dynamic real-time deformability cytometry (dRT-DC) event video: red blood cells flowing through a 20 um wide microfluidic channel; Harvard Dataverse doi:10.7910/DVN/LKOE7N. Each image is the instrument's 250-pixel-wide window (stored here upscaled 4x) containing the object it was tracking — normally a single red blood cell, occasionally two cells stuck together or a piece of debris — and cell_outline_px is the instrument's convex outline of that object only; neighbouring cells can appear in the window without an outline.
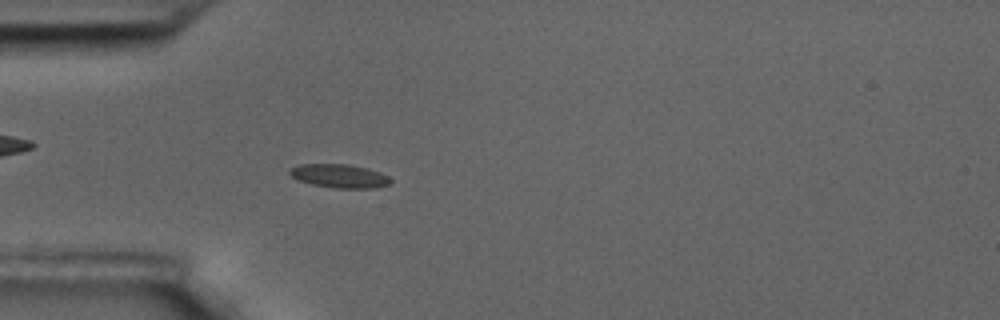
{"species": "common noctule bat (a hibernating species)", "species_latin": "Nyctalus noctula", "temperature_condition": "room temperature", "stored_images_in_passage": 59, "camera_frame_rate_fps": 3000, "um_per_image_px": 0.085, "animal": {"sex": "male", "body_mass_g": 17.5, "forearm_length_mm": 52.3}, "frame": {"image": 1, "passage_image": 18, "time_ms": 5.667, "image_size_px": [1000, 320], "cell_outline_px": [[392, 180], [388, 184], [376, 188], [336, 188], [312, 184], [300, 180], [292, 176], [288, 172], [288, 168], [300, 164], [348, 164], [368, 168], [380, 172], [388, 176]], "centroid_in_image_um": [28.86, 14.95], "position_along_channel_um": 56.1, "area_um2": 13.87}}
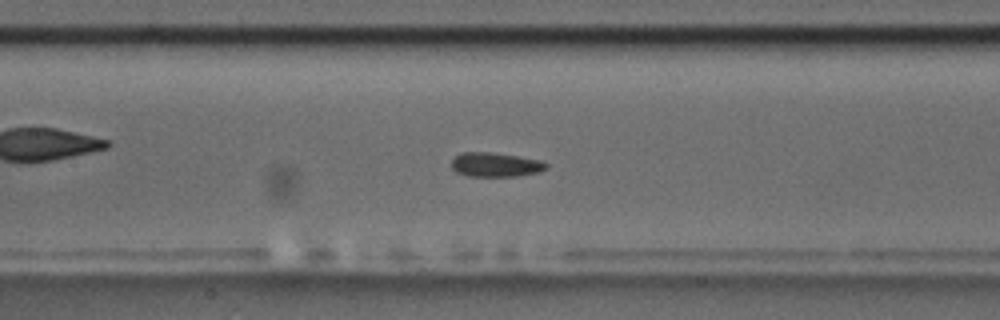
{"frame": {"image": 2, "passage_image": 28, "time_ms": 9.0, "image_size_px": [1000, 320], "cell_outline_px": [[548, 168], [536, 172], [516, 176], [468, 176], [456, 172], [452, 168], [452, 160], [460, 152], [492, 152], [540, 160], [548, 164]], "centroid_in_image_um": [42.09, 13.99], "position_along_channel_um": 165.3, "area_um2": 13.29}}
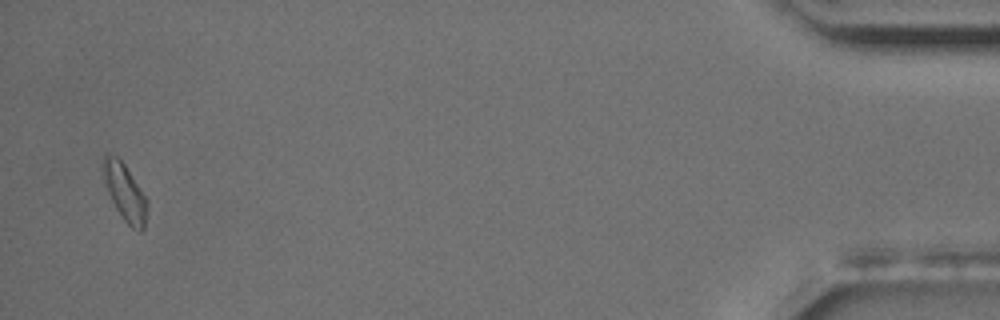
{"frame": {"image": 3, "passage_image": 58, "time_ms": 19.0, "image_size_px": [1000, 320], "cell_outline_px": [[148, 204], [144, 228], [140, 232], [132, 228], [124, 220], [116, 208], [108, 192], [100, 168], [100, 164], [104, 152], [108, 152], [116, 156], [124, 164], [148, 200]], "centroid_in_image_um": [10.57, 16.29], "position_along_channel_um": 424.6, "area_um2": 14.8}, "authors_computed_cell_mechanics": {"area_um2": 13.4674, "velocity_mm_per_s": 3.4366, "shape_relaxation_time_tau1_ms": null, "shape_relaxation_time_tau2_ms": 2.2442, "deformation_change_tau1": null, "deformation_change_tau2": 0.0669}}